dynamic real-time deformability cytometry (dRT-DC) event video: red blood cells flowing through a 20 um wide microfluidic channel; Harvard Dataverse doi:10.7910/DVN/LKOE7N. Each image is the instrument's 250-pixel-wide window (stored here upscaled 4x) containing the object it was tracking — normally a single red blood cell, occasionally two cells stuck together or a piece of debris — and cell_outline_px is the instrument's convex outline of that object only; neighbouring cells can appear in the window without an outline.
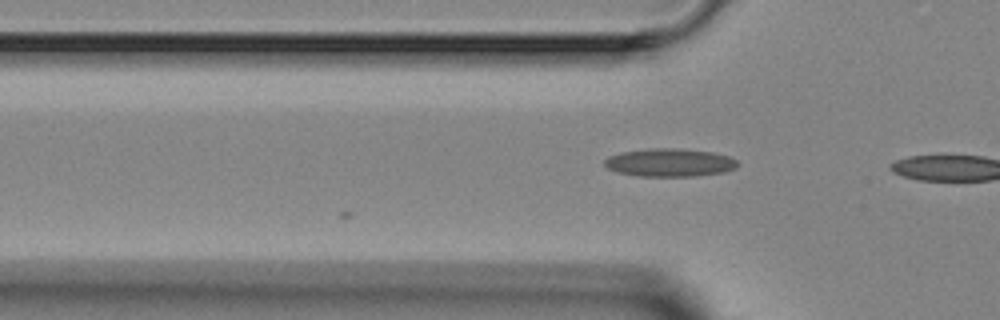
{"species": "Egyptian fruit bat (a non-hibernating species)", "species_latin": "Rousettus aegyptiacus", "temperature_condition": "room temperature", "stored_images_in_passage": 4, "camera_frame_rate_fps": 3000, "um_per_image_px": 0.085, "animal": {"sex": "female"}, "frame": {"image": 1, "passage_image": 3, "time_ms": 2.333, "image_size_px": [1000, 320], "cell_outline_px": [[740, 164], [736, 168], [724, 172], [696, 176], [640, 176], [616, 172], [608, 168], [604, 164], [604, 160], [608, 156], [620, 152], [648, 148], [676, 148], [712, 152], [728, 156], [736, 160]], "centroid_in_image_um": [56.91, 13.81], "position_along_channel_um": 68.9, "area_um2": 21.91}}